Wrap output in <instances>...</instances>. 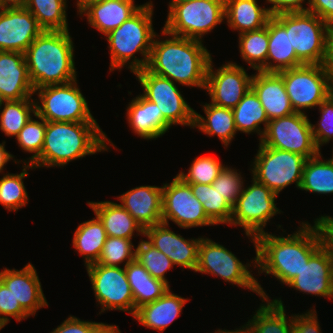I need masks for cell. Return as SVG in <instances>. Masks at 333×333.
<instances>
[{
	"instance_id": "1",
	"label": "cell",
	"mask_w": 333,
	"mask_h": 333,
	"mask_svg": "<svg viewBox=\"0 0 333 333\" xmlns=\"http://www.w3.org/2000/svg\"><path fill=\"white\" fill-rule=\"evenodd\" d=\"M300 226L295 233L285 237L270 232L255 237L256 257L251 262L259 274L272 275L286 285L298 275L310 256L321 246L315 225L303 221Z\"/></svg>"
},
{
	"instance_id": "2",
	"label": "cell",
	"mask_w": 333,
	"mask_h": 333,
	"mask_svg": "<svg viewBox=\"0 0 333 333\" xmlns=\"http://www.w3.org/2000/svg\"><path fill=\"white\" fill-rule=\"evenodd\" d=\"M161 34L169 37L160 40L159 35H155L146 68L179 85L205 90L212 56L203 41L175 36L163 29Z\"/></svg>"
},
{
	"instance_id": "3",
	"label": "cell",
	"mask_w": 333,
	"mask_h": 333,
	"mask_svg": "<svg viewBox=\"0 0 333 333\" xmlns=\"http://www.w3.org/2000/svg\"><path fill=\"white\" fill-rule=\"evenodd\" d=\"M97 122H47L41 154L31 163L34 168L64 167L86 155L108 151L113 142Z\"/></svg>"
},
{
	"instance_id": "4",
	"label": "cell",
	"mask_w": 333,
	"mask_h": 333,
	"mask_svg": "<svg viewBox=\"0 0 333 333\" xmlns=\"http://www.w3.org/2000/svg\"><path fill=\"white\" fill-rule=\"evenodd\" d=\"M25 61L34 90L77 79L74 43L69 30H44L26 49Z\"/></svg>"
},
{
	"instance_id": "5",
	"label": "cell",
	"mask_w": 333,
	"mask_h": 333,
	"mask_svg": "<svg viewBox=\"0 0 333 333\" xmlns=\"http://www.w3.org/2000/svg\"><path fill=\"white\" fill-rule=\"evenodd\" d=\"M153 10L150 0L121 26L105 35L110 51V72L128 66L134 73L147 67L152 42L157 34L153 28ZM137 52L141 54V59L135 57Z\"/></svg>"
},
{
	"instance_id": "6",
	"label": "cell",
	"mask_w": 333,
	"mask_h": 333,
	"mask_svg": "<svg viewBox=\"0 0 333 333\" xmlns=\"http://www.w3.org/2000/svg\"><path fill=\"white\" fill-rule=\"evenodd\" d=\"M289 32L291 47L304 64L331 63V27L310 12H287L273 16Z\"/></svg>"
},
{
	"instance_id": "7",
	"label": "cell",
	"mask_w": 333,
	"mask_h": 333,
	"mask_svg": "<svg viewBox=\"0 0 333 333\" xmlns=\"http://www.w3.org/2000/svg\"><path fill=\"white\" fill-rule=\"evenodd\" d=\"M295 112L318 107L333 93L330 64H303L278 72Z\"/></svg>"
},
{
	"instance_id": "8",
	"label": "cell",
	"mask_w": 333,
	"mask_h": 333,
	"mask_svg": "<svg viewBox=\"0 0 333 333\" xmlns=\"http://www.w3.org/2000/svg\"><path fill=\"white\" fill-rule=\"evenodd\" d=\"M225 19V0H187L168 9L162 28L175 36L201 40Z\"/></svg>"
},
{
	"instance_id": "9",
	"label": "cell",
	"mask_w": 333,
	"mask_h": 333,
	"mask_svg": "<svg viewBox=\"0 0 333 333\" xmlns=\"http://www.w3.org/2000/svg\"><path fill=\"white\" fill-rule=\"evenodd\" d=\"M250 266L251 262L242 263L235 254L223 245L209 238H201L195 272L220 277L226 283L229 282L246 290L249 289L258 294L260 299H270L271 297L268 296L258 280L254 278L251 273L252 270L249 271Z\"/></svg>"
},
{
	"instance_id": "10",
	"label": "cell",
	"mask_w": 333,
	"mask_h": 333,
	"mask_svg": "<svg viewBox=\"0 0 333 333\" xmlns=\"http://www.w3.org/2000/svg\"><path fill=\"white\" fill-rule=\"evenodd\" d=\"M77 84L76 79L35 89L34 95H38V100L35 99L36 115L47 122H97Z\"/></svg>"
},
{
	"instance_id": "11",
	"label": "cell",
	"mask_w": 333,
	"mask_h": 333,
	"mask_svg": "<svg viewBox=\"0 0 333 333\" xmlns=\"http://www.w3.org/2000/svg\"><path fill=\"white\" fill-rule=\"evenodd\" d=\"M258 147L250 169L251 176L277 195L293 183L300 189L303 167L307 159L300 154L263 146L260 143Z\"/></svg>"
},
{
	"instance_id": "12",
	"label": "cell",
	"mask_w": 333,
	"mask_h": 333,
	"mask_svg": "<svg viewBox=\"0 0 333 333\" xmlns=\"http://www.w3.org/2000/svg\"><path fill=\"white\" fill-rule=\"evenodd\" d=\"M251 182L237 198L229 225L243 227L246 236L255 244V237L265 233L270 219L282 211L276 206V193L253 177Z\"/></svg>"
},
{
	"instance_id": "13",
	"label": "cell",
	"mask_w": 333,
	"mask_h": 333,
	"mask_svg": "<svg viewBox=\"0 0 333 333\" xmlns=\"http://www.w3.org/2000/svg\"><path fill=\"white\" fill-rule=\"evenodd\" d=\"M311 124L307 114L299 112L270 120L259 143L300 154L306 159L315 157L321 151L315 143Z\"/></svg>"
},
{
	"instance_id": "14",
	"label": "cell",
	"mask_w": 333,
	"mask_h": 333,
	"mask_svg": "<svg viewBox=\"0 0 333 333\" xmlns=\"http://www.w3.org/2000/svg\"><path fill=\"white\" fill-rule=\"evenodd\" d=\"M133 74L143 88L141 94L150 102L158 105L162 116L171 125L194 127L195 110L186 102L181 91L168 78L156 75L147 68L138 70Z\"/></svg>"
},
{
	"instance_id": "15",
	"label": "cell",
	"mask_w": 333,
	"mask_h": 333,
	"mask_svg": "<svg viewBox=\"0 0 333 333\" xmlns=\"http://www.w3.org/2000/svg\"><path fill=\"white\" fill-rule=\"evenodd\" d=\"M96 302L101 311L119 310L135 314L134 298L127 280L125 267L107 266L97 263L86 266Z\"/></svg>"
},
{
	"instance_id": "16",
	"label": "cell",
	"mask_w": 333,
	"mask_h": 333,
	"mask_svg": "<svg viewBox=\"0 0 333 333\" xmlns=\"http://www.w3.org/2000/svg\"><path fill=\"white\" fill-rule=\"evenodd\" d=\"M169 220L183 229L215 225L193 195L190 185L177 175L171 183L162 186V222L169 224Z\"/></svg>"
},
{
	"instance_id": "17",
	"label": "cell",
	"mask_w": 333,
	"mask_h": 333,
	"mask_svg": "<svg viewBox=\"0 0 333 333\" xmlns=\"http://www.w3.org/2000/svg\"><path fill=\"white\" fill-rule=\"evenodd\" d=\"M212 59L209 63L205 90L214 105L235 108L243 96L250 90L252 75H248L243 66L227 62L218 69H213Z\"/></svg>"
},
{
	"instance_id": "18",
	"label": "cell",
	"mask_w": 333,
	"mask_h": 333,
	"mask_svg": "<svg viewBox=\"0 0 333 333\" xmlns=\"http://www.w3.org/2000/svg\"><path fill=\"white\" fill-rule=\"evenodd\" d=\"M43 31L25 7L0 9V51L25 53Z\"/></svg>"
},
{
	"instance_id": "19",
	"label": "cell",
	"mask_w": 333,
	"mask_h": 333,
	"mask_svg": "<svg viewBox=\"0 0 333 333\" xmlns=\"http://www.w3.org/2000/svg\"><path fill=\"white\" fill-rule=\"evenodd\" d=\"M169 224L159 223L144 229L147 241L164 253L173 264L195 272L198 264L201 237L185 239L169 229Z\"/></svg>"
},
{
	"instance_id": "20",
	"label": "cell",
	"mask_w": 333,
	"mask_h": 333,
	"mask_svg": "<svg viewBox=\"0 0 333 333\" xmlns=\"http://www.w3.org/2000/svg\"><path fill=\"white\" fill-rule=\"evenodd\" d=\"M287 286L303 294L333 299V256L321 245Z\"/></svg>"
},
{
	"instance_id": "21",
	"label": "cell",
	"mask_w": 333,
	"mask_h": 333,
	"mask_svg": "<svg viewBox=\"0 0 333 333\" xmlns=\"http://www.w3.org/2000/svg\"><path fill=\"white\" fill-rule=\"evenodd\" d=\"M0 280L11 290L16 303H19L29 316H35L40 308L48 307L39 276L31 263H27L20 270L3 268V271H0Z\"/></svg>"
},
{
	"instance_id": "22",
	"label": "cell",
	"mask_w": 333,
	"mask_h": 333,
	"mask_svg": "<svg viewBox=\"0 0 333 333\" xmlns=\"http://www.w3.org/2000/svg\"><path fill=\"white\" fill-rule=\"evenodd\" d=\"M25 55L15 51H0V95L4 101L32 99Z\"/></svg>"
},
{
	"instance_id": "23",
	"label": "cell",
	"mask_w": 333,
	"mask_h": 333,
	"mask_svg": "<svg viewBox=\"0 0 333 333\" xmlns=\"http://www.w3.org/2000/svg\"><path fill=\"white\" fill-rule=\"evenodd\" d=\"M143 5L134 0H91L77 12L87 16V22L100 33L107 35L132 17Z\"/></svg>"
},
{
	"instance_id": "24",
	"label": "cell",
	"mask_w": 333,
	"mask_h": 333,
	"mask_svg": "<svg viewBox=\"0 0 333 333\" xmlns=\"http://www.w3.org/2000/svg\"><path fill=\"white\" fill-rule=\"evenodd\" d=\"M117 198L143 229L162 222V186L135 187Z\"/></svg>"
},
{
	"instance_id": "25",
	"label": "cell",
	"mask_w": 333,
	"mask_h": 333,
	"mask_svg": "<svg viewBox=\"0 0 333 333\" xmlns=\"http://www.w3.org/2000/svg\"><path fill=\"white\" fill-rule=\"evenodd\" d=\"M251 88L265 109L270 120L293 114V110L282 77L278 73L257 71L253 74Z\"/></svg>"
},
{
	"instance_id": "26",
	"label": "cell",
	"mask_w": 333,
	"mask_h": 333,
	"mask_svg": "<svg viewBox=\"0 0 333 333\" xmlns=\"http://www.w3.org/2000/svg\"><path fill=\"white\" fill-rule=\"evenodd\" d=\"M126 111L129 127L141 139L160 138L172 127L162 116L158 105L150 102L141 94L129 102Z\"/></svg>"
},
{
	"instance_id": "27",
	"label": "cell",
	"mask_w": 333,
	"mask_h": 333,
	"mask_svg": "<svg viewBox=\"0 0 333 333\" xmlns=\"http://www.w3.org/2000/svg\"><path fill=\"white\" fill-rule=\"evenodd\" d=\"M189 299L172 293L169 289L163 296L154 302L142 305L136 309L132 318L146 328L163 332L182 312Z\"/></svg>"
},
{
	"instance_id": "28",
	"label": "cell",
	"mask_w": 333,
	"mask_h": 333,
	"mask_svg": "<svg viewBox=\"0 0 333 333\" xmlns=\"http://www.w3.org/2000/svg\"><path fill=\"white\" fill-rule=\"evenodd\" d=\"M95 216L105 228L106 235L124 239H132L136 235H144L143 227L119 203L111 201L87 202Z\"/></svg>"
},
{
	"instance_id": "29",
	"label": "cell",
	"mask_w": 333,
	"mask_h": 333,
	"mask_svg": "<svg viewBox=\"0 0 333 333\" xmlns=\"http://www.w3.org/2000/svg\"><path fill=\"white\" fill-rule=\"evenodd\" d=\"M268 38L267 73H278L304 64L291 47L289 32L273 16L268 20Z\"/></svg>"
},
{
	"instance_id": "30",
	"label": "cell",
	"mask_w": 333,
	"mask_h": 333,
	"mask_svg": "<svg viewBox=\"0 0 333 333\" xmlns=\"http://www.w3.org/2000/svg\"><path fill=\"white\" fill-rule=\"evenodd\" d=\"M257 1L225 0V19L229 28L242 34L266 26L272 15L268 8H262Z\"/></svg>"
},
{
	"instance_id": "31",
	"label": "cell",
	"mask_w": 333,
	"mask_h": 333,
	"mask_svg": "<svg viewBox=\"0 0 333 333\" xmlns=\"http://www.w3.org/2000/svg\"><path fill=\"white\" fill-rule=\"evenodd\" d=\"M285 312L280 298H262V304L244 326L248 333H293L292 315L288 318Z\"/></svg>"
},
{
	"instance_id": "32",
	"label": "cell",
	"mask_w": 333,
	"mask_h": 333,
	"mask_svg": "<svg viewBox=\"0 0 333 333\" xmlns=\"http://www.w3.org/2000/svg\"><path fill=\"white\" fill-rule=\"evenodd\" d=\"M206 118L195 111L194 127L208 136H218L228 148L237 133L232 109L220 107L212 103L202 105Z\"/></svg>"
},
{
	"instance_id": "33",
	"label": "cell",
	"mask_w": 333,
	"mask_h": 333,
	"mask_svg": "<svg viewBox=\"0 0 333 333\" xmlns=\"http://www.w3.org/2000/svg\"><path fill=\"white\" fill-rule=\"evenodd\" d=\"M125 273L134 298L135 312L142 305L154 302L170 289L164 281L153 278L136 259L125 266Z\"/></svg>"
},
{
	"instance_id": "34",
	"label": "cell",
	"mask_w": 333,
	"mask_h": 333,
	"mask_svg": "<svg viewBox=\"0 0 333 333\" xmlns=\"http://www.w3.org/2000/svg\"><path fill=\"white\" fill-rule=\"evenodd\" d=\"M106 238L105 228L97 216L78 225L72 245L84 258L85 266L97 263Z\"/></svg>"
},
{
	"instance_id": "35",
	"label": "cell",
	"mask_w": 333,
	"mask_h": 333,
	"mask_svg": "<svg viewBox=\"0 0 333 333\" xmlns=\"http://www.w3.org/2000/svg\"><path fill=\"white\" fill-rule=\"evenodd\" d=\"M232 111L237 132L240 131L245 134L255 132L259 135L260 141L266 130L269 119L266 116L265 109L261 105L258 96L252 88L243 96ZM260 124H263L264 127H260Z\"/></svg>"
},
{
	"instance_id": "36",
	"label": "cell",
	"mask_w": 333,
	"mask_h": 333,
	"mask_svg": "<svg viewBox=\"0 0 333 333\" xmlns=\"http://www.w3.org/2000/svg\"><path fill=\"white\" fill-rule=\"evenodd\" d=\"M300 190L325 195L333 193V162L323 160L321 152L306 160Z\"/></svg>"
},
{
	"instance_id": "37",
	"label": "cell",
	"mask_w": 333,
	"mask_h": 333,
	"mask_svg": "<svg viewBox=\"0 0 333 333\" xmlns=\"http://www.w3.org/2000/svg\"><path fill=\"white\" fill-rule=\"evenodd\" d=\"M239 51L251 69L266 72V60L269 47L268 22L261 29L238 35Z\"/></svg>"
},
{
	"instance_id": "38",
	"label": "cell",
	"mask_w": 333,
	"mask_h": 333,
	"mask_svg": "<svg viewBox=\"0 0 333 333\" xmlns=\"http://www.w3.org/2000/svg\"><path fill=\"white\" fill-rule=\"evenodd\" d=\"M67 0H28L26 9L37 19L39 25L46 31H66Z\"/></svg>"
},
{
	"instance_id": "39",
	"label": "cell",
	"mask_w": 333,
	"mask_h": 333,
	"mask_svg": "<svg viewBox=\"0 0 333 333\" xmlns=\"http://www.w3.org/2000/svg\"><path fill=\"white\" fill-rule=\"evenodd\" d=\"M193 195L202 203L207 217L215 224H230L233 206L214 189L212 184H189Z\"/></svg>"
},
{
	"instance_id": "40",
	"label": "cell",
	"mask_w": 333,
	"mask_h": 333,
	"mask_svg": "<svg viewBox=\"0 0 333 333\" xmlns=\"http://www.w3.org/2000/svg\"><path fill=\"white\" fill-rule=\"evenodd\" d=\"M0 109H2L0 110V130L7 137H16L28 120L35 116V99L3 101Z\"/></svg>"
},
{
	"instance_id": "41",
	"label": "cell",
	"mask_w": 333,
	"mask_h": 333,
	"mask_svg": "<svg viewBox=\"0 0 333 333\" xmlns=\"http://www.w3.org/2000/svg\"><path fill=\"white\" fill-rule=\"evenodd\" d=\"M35 169L32 164L25 163L20 174L4 173L0 178V204L8 211H18L29 202V196L23 179L29 173L27 170Z\"/></svg>"
},
{
	"instance_id": "42",
	"label": "cell",
	"mask_w": 333,
	"mask_h": 333,
	"mask_svg": "<svg viewBox=\"0 0 333 333\" xmlns=\"http://www.w3.org/2000/svg\"><path fill=\"white\" fill-rule=\"evenodd\" d=\"M135 259L144 266L153 278L164 281L170 286L165 275L174 266L173 262L164 253L159 251L147 240L139 241L136 247Z\"/></svg>"
},
{
	"instance_id": "43",
	"label": "cell",
	"mask_w": 333,
	"mask_h": 333,
	"mask_svg": "<svg viewBox=\"0 0 333 333\" xmlns=\"http://www.w3.org/2000/svg\"><path fill=\"white\" fill-rule=\"evenodd\" d=\"M224 167L225 165L217 157L204 155L192 161L187 173L180 171L177 176L186 184H212Z\"/></svg>"
},
{
	"instance_id": "44",
	"label": "cell",
	"mask_w": 333,
	"mask_h": 333,
	"mask_svg": "<svg viewBox=\"0 0 333 333\" xmlns=\"http://www.w3.org/2000/svg\"><path fill=\"white\" fill-rule=\"evenodd\" d=\"M35 118L38 120H35L31 117L16 136L18 146L22 150L28 153H34L27 159V161L23 160V164H31L41 154L42 151L46 131V120L37 116L36 114Z\"/></svg>"
},
{
	"instance_id": "45",
	"label": "cell",
	"mask_w": 333,
	"mask_h": 333,
	"mask_svg": "<svg viewBox=\"0 0 333 333\" xmlns=\"http://www.w3.org/2000/svg\"><path fill=\"white\" fill-rule=\"evenodd\" d=\"M134 248L132 239L107 236L97 264L120 267V264L124 262L125 267L135 260Z\"/></svg>"
},
{
	"instance_id": "46",
	"label": "cell",
	"mask_w": 333,
	"mask_h": 333,
	"mask_svg": "<svg viewBox=\"0 0 333 333\" xmlns=\"http://www.w3.org/2000/svg\"><path fill=\"white\" fill-rule=\"evenodd\" d=\"M225 166L219 176L213 181L212 186L221 196L224 197L232 206L235 205L237 198L243 192L244 181L241 173L235 168Z\"/></svg>"
},
{
	"instance_id": "47",
	"label": "cell",
	"mask_w": 333,
	"mask_h": 333,
	"mask_svg": "<svg viewBox=\"0 0 333 333\" xmlns=\"http://www.w3.org/2000/svg\"><path fill=\"white\" fill-rule=\"evenodd\" d=\"M321 118L313 125L312 132L317 148L330 142L333 139V93L319 106Z\"/></svg>"
},
{
	"instance_id": "48",
	"label": "cell",
	"mask_w": 333,
	"mask_h": 333,
	"mask_svg": "<svg viewBox=\"0 0 333 333\" xmlns=\"http://www.w3.org/2000/svg\"><path fill=\"white\" fill-rule=\"evenodd\" d=\"M10 317L20 322L30 316L21 308L19 303H16L11 290L0 280V322L6 326Z\"/></svg>"
},
{
	"instance_id": "49",
	"label": "cell",
	"mask_w": 333,
	"mask_h": 333,
	"mask_svg": "<svg viewBox=\"0 0 333 333\" xmlns=\"http://www.w3.org/2000/svg\"><path fill=\"white\" fill-rule=\"evenodd\" d=\"M311 309L304 314L292 315L293 333H322L317 311L313 307Z\"/></svg>"
},
{
	"instance_id": "50",
	"label": "cell",
	"mask_w": 333,
	"mask_h": 333,
	"mask_svg": "<svg viewBox=\"0 0 333 333\" xmlns=\"http://www.w3.org/2000/svg\"><path fill=\"white\" fill-rule=\"evenodd\" d=\"M100 323L81 320L70 315L50 333H91Z\"/></svg>"
},
{
	"instance_id": "51",
	"label": "cell",
	"mask_w": 333,
	"mask_h": 333,
	"mask_svg": "<svg viewBox=\"0 0 333 333\" xmlns=\"http://www.w3.org/2000/svg\"><path fill=\"white\" fill-rule=\"evenodd\" d=\"M313 221L319 233L321 245L333 256V217L324 214Z\"/></svg>"
},
{
	"instance_id": "52",
	"label": "cell",
	"mask_w": 333,
	"mask_h": 333,
	"mask_svg": "<svg viewBox=\"0 0 333 333\" xmlns=\"http://www.w3.org/2000/svg\"><path fill=\"white\" fill-rule=\"evenodd\" d=\"M267 3H271V7H267L272 16L279 13L287 12H305L308 7H303L305 0H266ZM307 5L310 4V0H307Z\"/></svg>"
},
{
	"instance_id": "53",
	"label": "cell",
	"mask_w": 333,
	"mask_h": 333,
	"mask_svg": "<svg viewBox=\"0 0 333 333\" xmlns=\"http://www.w3.org/2000/svg\"><path fill=\"white\" fill-rule=\"evenodd\" d=\"M307 12L317 15L330 27L333 25V0H310Z\"/></svg>"
},
{
	"instance_id": "54",
	"label": "cell",
	"mask_w": 333,
	"mask_h": 333,
	"mask_svg": "<svg viewBox=\"0 0 333 333\" xmlns=\"http://www.w3.org/2000/svg\"><path fill=\"white\" fill-rule=\"evenodd\" d=\"M5 141L0 143V173L3 174L5 165L13 160L14 156L5 149Z\"/></svg>"
},
{
	"instance_id": "55",
	"label": "cell",
	"mask_w": 333,
	"mask_h": 333,
	"mask_svg": "<svg viewBox=\"0 0 333 333\" xmlns=\"http://www.w3.org/2000/svg\"><path fill=\"white\" fill-rule=\"evenodd\" d=\"M28 0H0V9L24 8Z\"/></svg>"
},
{
	"instance_id": "56",
	"label": "cell",
	"mask_w": 333,
	"mask_h": 333,
	"mask_svg": "<svg viewBox=\"0 0 333 333\" xmlns=\"http://www.w3.org/2000/svg\"><path fill=\"white\" fill-rule=\"evenodd\" d=\"M91 333H121L117 325L100 323Z\"/></svg>"
},
{
	"instance_id": "57",
	"label": "cell",
	"mask_w": 333,
	"mask_h": 333,
	"mask_svg": "<svg viewBox=\"0 0 333 333\" xmlns=\"http://www.w3.org/2000/svg\"><path fill=\"white\" fill-rule=\"evenodd\" d=\"M214 333H248L246 327L243 325L241 326L239 329H235V330H222V329H218L217 331L215 330Z\"/></svg>"
},
{
	"instance_id": "58",
	"label": "cell",
	"mask_w": 333,
	"mask_h": 333,
	"mask_svg": "<svg viewBox=\"0 0 333 333\" xmlns=\"http://www.w3.org/2000/svg\"><path fill=\"white\" fill-rule=\"evenodd\" d=\"M330 40H331V63H330V66H331V70L333 72V25L331 26Z\"/></svg>"
},
{
	"instance_id": "59",
	"label": "cell",
	"mask_w": 333,
	"mask_h": 333,
	"mask_svg": "<svg viewBox=\"0 0 333 333\" xmlns=\"http://www.w3.org/2000/svg\"><path fill=\"white\" fill-rule=\"evenodd\" d=\"M88 1L91 0H76V6H77V10H79L83 5H85Z\"/></svg>"
},
{
	"instance_id": "60",
	"label": "cell",
	"mask_w": 333,
	"mask_h": 333,
	"mask_svg": "<svg viewBox=\"0 0 333 333\" xmlns=\"http://www.w3.org/2000/svg\"><path fill=\"white\" fill-rule=\"evenodd\" d=\"M184 1H187V0H170L169 5H168V9H169L173 4L180 3V2H184Z\"/></svg>"
},
{
	"instance_id": "61",
	"label": "cell",
	"mask_w": 333,
	"mask_h": 333,
	"mask_svg": "<svg viewBox=\"0 0 333 333\" xmlns=\"http://www.w3.org/2000/svg\"><path fill=\"white\" fill-rule=\"evenodd\" d=\"M3 99H2V97H1V95H0V106H1V104L3 103Z\"/></svg>"
},
{
	"instance_id": "62",
	"label": "cell",
	"mask_w": 333,
	"mask_h": 333,
	"mask_svg": "<svg viewBox=\"0 0 333 333\" xmlns=\"http://www.w3.org/2000/svg\"><path fill=\"white\" fill-rule=\"evenodd\" d=\"M4 328V325L0 322V330Z\"/></svg>"
}]
</instances>
